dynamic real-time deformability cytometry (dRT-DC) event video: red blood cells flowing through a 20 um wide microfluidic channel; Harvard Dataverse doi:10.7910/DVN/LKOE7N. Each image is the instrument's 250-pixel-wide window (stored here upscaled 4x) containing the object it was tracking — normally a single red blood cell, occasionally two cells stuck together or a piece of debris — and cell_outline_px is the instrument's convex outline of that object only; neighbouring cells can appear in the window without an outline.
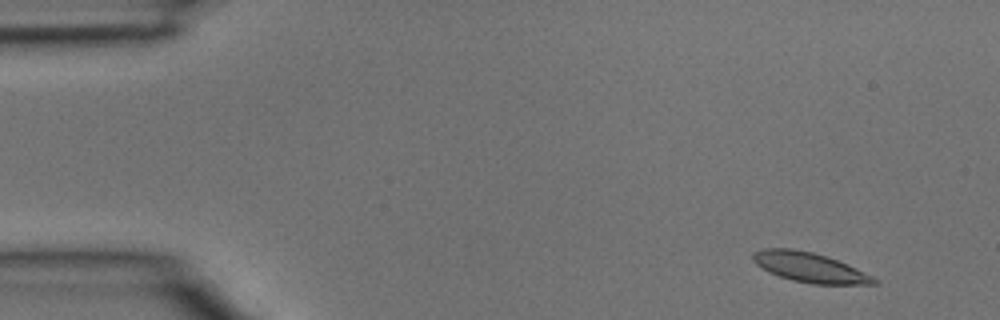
{"species": "common noctule bat (a hibernating species)", "species_latin": "Nyctalus noctula", "temperature_condition": "room temperature", "stored_images_in_passage": 4, "camera_frame_rate_fps": 3000, "um_per_image_px": 0.085, "animal": {"sex": "male", "body_mass_g": 15.6}, "frame": {"image": 1, "passage_image": 1, "time_ms": 0.0, "image_size_px": [1000, 320], "cell_outline_px": [[880, 284], [812, 284], [792, 280], [768, 272], [756, 264], [752, 260], [752, 252], [764, 248], [788, 248], [812, 252], [828, 256], [848, 264], [880, 280]], "centroid_in_image_um": [68.83, 22.72], "position_along_channel_um": 16.2, "area_um2": 21.1}}